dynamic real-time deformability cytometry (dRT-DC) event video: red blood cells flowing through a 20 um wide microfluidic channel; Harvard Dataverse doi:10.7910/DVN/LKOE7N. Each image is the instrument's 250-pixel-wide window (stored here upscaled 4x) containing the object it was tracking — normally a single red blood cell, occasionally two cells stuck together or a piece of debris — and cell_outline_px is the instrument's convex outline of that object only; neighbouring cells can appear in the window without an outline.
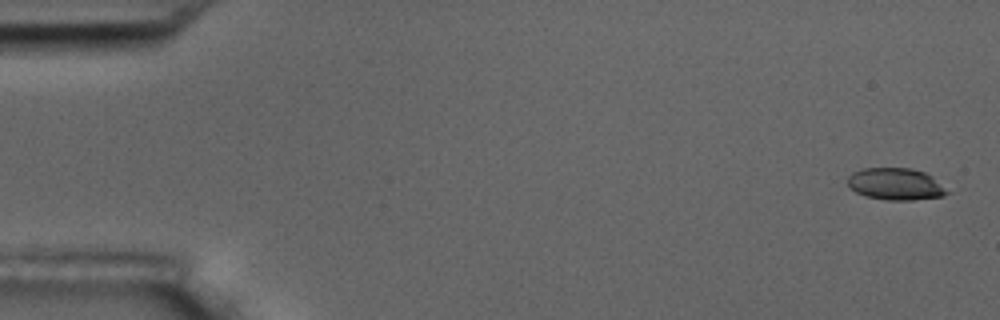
{"species": "common noctule bat (a hibernating species)", "species_latin": "Nyctalus noctula", "temperature_condition": "room temperature", "stored_images_in_passage": 15, "camera_frame_rate_fps": 3000, "um_per_image_px": 0.085, "animal": {"sex": "male", "body_mass_g": 17.5, "forearm_length_mm": 52.3}, "frame": {"image": 1, "passage_image": 1, "time_ms": 0.0, "image_size_px": [1000, 320], "cell_outline_px": [[952, 192], [944, 196], [912, 200], [884, 200], [864, 196], [856, 192], [848, 184], [848, 176], [852, 172], [864, 168], [908, 168], [924, 172], [932, 176]], "centroid_in_image_um": [76.16, 15.65], "position_along_channel_um": 8.8, "area_um2": 18.67}}
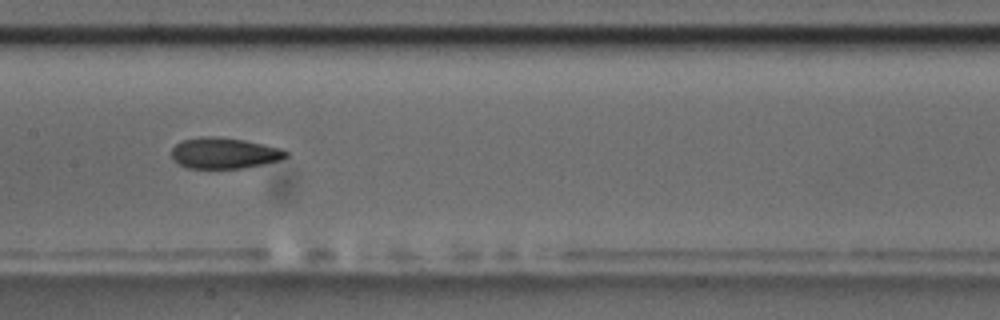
{"frame": {"image": 2, "passage_image": 8, "time_ms": 9.0, "image_size_px": [1000, 320], "cell_outline_px": [[288, 156], [280, 160], [240, 168], [188, 168], [180, 164], [172, 156], [172, 148], [180, 140], [200, 136], [212, 136], [244, 140], [264, 144], [280, 148], [288, 152]], "centroid_in_image_um": [19.05, 13.0], "position_along_channel_um": 188.4, "area_um2": 20.46}}
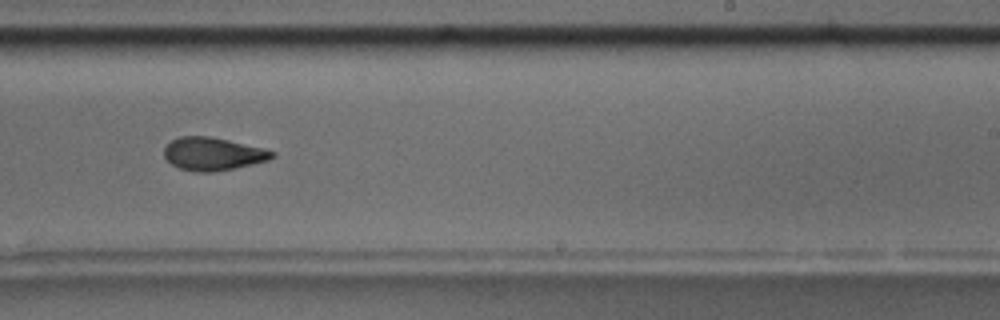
{"frame": {"image": 3, "passage_image": 10, "time_ms": 11.333, "image_size_px": [1000, 320], "cell_outline_px": [[276, 156], [268, 160], [252, 164], [216, 172], [192, 172], [180, 168], [172, 164], [164, 156], [164, 148], [172, 140], [180, 136], [208, 136], [228, 140], [264, 148], [276, 152]], "centroid_in_image_um": [18.11, 13.09], "position_along_channel_um": 270.9, "area_um2": 20.75}, "authors_computed_cell_mechanics": {"area_um2": 20.519, "velocity_mm_per_s": 3.5495, "shape_relaxation_time_tau1_ms": 2.8846, "shape_relaxation_time_tau2_ms": 1.4647, "deformation_change_tau1": 0.1028, "deformation_change_tau2": 0.0559}}